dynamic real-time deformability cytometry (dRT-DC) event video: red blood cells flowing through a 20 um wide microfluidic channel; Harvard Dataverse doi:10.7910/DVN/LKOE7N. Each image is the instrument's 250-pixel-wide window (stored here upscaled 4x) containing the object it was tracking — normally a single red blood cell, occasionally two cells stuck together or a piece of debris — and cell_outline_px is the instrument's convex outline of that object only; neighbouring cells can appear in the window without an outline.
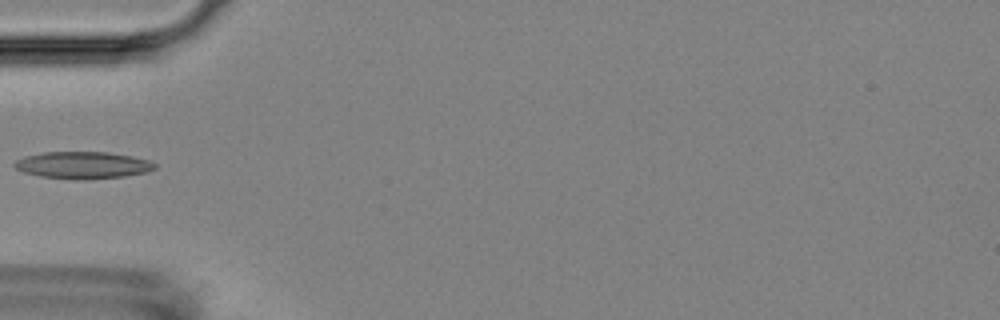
{"species": "Egyptian fruit bat (a non-hibernating species)", "species_latin": "Rousettus aegyptiacus", "temperature_condition": "room temperature", "stored_images_in_passage": 6, "camera_frame_rate_fps": 3000, "um_per_image_px": 0.085, "animal": {"sex": "female"}, "frame": {"image": 1, "passage_image": 6, "time_ms": 5.667, "image_size_px": [1000, 320], "cell_outline_px": [[156, 168], [148, 172], [124, 176], [84, 180], [76, 180], [40, 176], [24, 172], [16, 168], [12, 164], [16, 160], [24, 156], [44, 152], [108, 152], [132, 156], [148, 160], [156, 164]], "centroid_in_image_um": [7.04, 14.04], "position_along_channel_um": 78.0, "area_um2": 22.2}}